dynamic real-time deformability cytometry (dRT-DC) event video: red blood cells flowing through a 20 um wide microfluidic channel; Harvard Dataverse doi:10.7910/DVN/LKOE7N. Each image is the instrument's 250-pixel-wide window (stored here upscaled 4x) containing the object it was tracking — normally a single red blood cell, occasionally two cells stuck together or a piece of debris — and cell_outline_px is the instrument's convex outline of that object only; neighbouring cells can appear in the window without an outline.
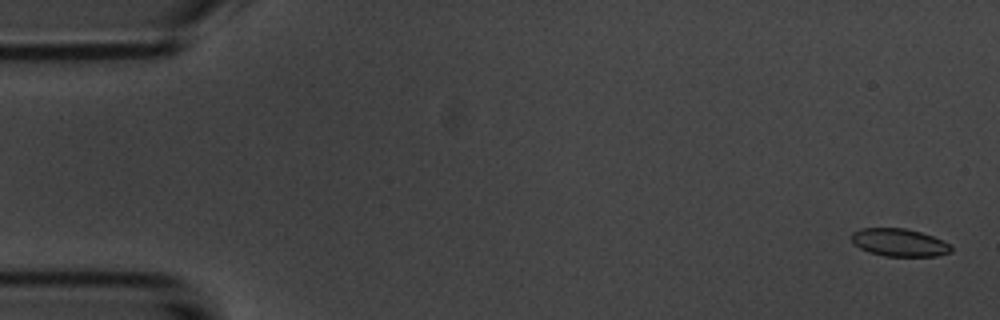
{"species": "common noctule bat (a hibernating species)", "species_latin": "Nyctalus noctula", "temperature_condition": "room temperature", "stored_images_in_passage": 55, "camera_frame_rate_fps": 3000, "um_per_image_px": 0.085, "animal": {"sex": "male", "body_mass_g": 20.1, "forearm_length_mm": 53.5}, "frame": {"image": 1, "passage_image": 2, "time_ms": 0.333, "image_size_px": [1000, 320], "cell_outline_px": [[952, 252], [936, 256], [884, 256], [868, 252], [860, 248], [852, 240], [852, 232], [860, 228], [904, 228], [920, 232], [932, 236], [948, 244], [952, 248]], "centroid_in_image_um": [76.42, 20.61], "position_along_channel_um": 8.6, "area_um2": 15.95}}
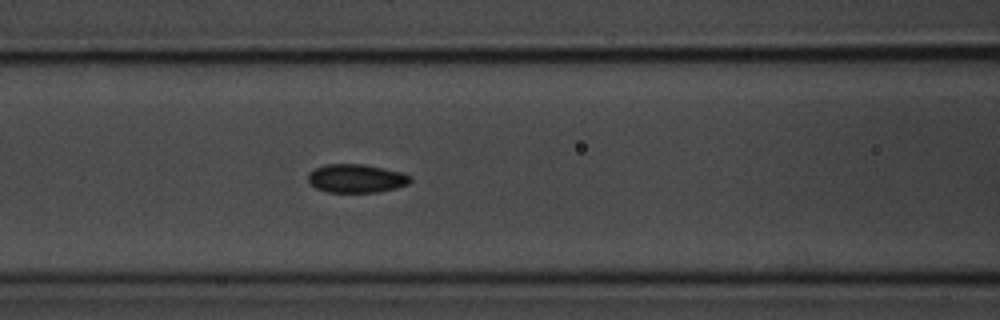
{"frame": {"image": 2, "passage_image": 23, "time_ms": 7.333, "image_size_px": [1000, 320], "cell_outline_px": [[412, 180], [408, 184], [396, 188], [376, 192], [328, 192], [316, 188], [308, 184], [308, 172], [324, 164], [364, 164], [400, 172], [412, 176]], "centroid_in_image_um": [30.26, 15.16], "position_along_channel_um": 136.3, "area_um2": 17.05}}
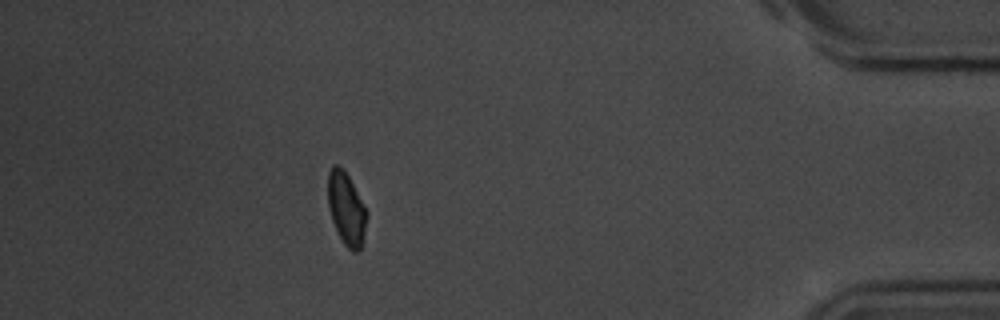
{"frame": {"image": 3, "passage_image": 49, "time_ms": 16.0, "image_size_px": [1000, 320], "cell_outline_px": [[368, 212], [364, 232], [360, 248], [356, 252], [352, 252], [344, 244], [332, 220], [328, 208], [328, 172], [332, 164], [336, 164], [348, 176]], "centroid_in_image_um": [29.42, 17.73], "position_along_channel_um": 405.8, "area_um2": 16.13}, "authors_computed_cell_mechanics": {"area_um2": 16.9354, "velocity_mm_per_s": 3.6896, "shape_relaxation_time_tau1_ms": 3.973, "shape_relaxation_time_tau2_ms": 2.3217, "deformation_change_tau1": 0.0776, "deformation_change_tau2": 0.0637}}